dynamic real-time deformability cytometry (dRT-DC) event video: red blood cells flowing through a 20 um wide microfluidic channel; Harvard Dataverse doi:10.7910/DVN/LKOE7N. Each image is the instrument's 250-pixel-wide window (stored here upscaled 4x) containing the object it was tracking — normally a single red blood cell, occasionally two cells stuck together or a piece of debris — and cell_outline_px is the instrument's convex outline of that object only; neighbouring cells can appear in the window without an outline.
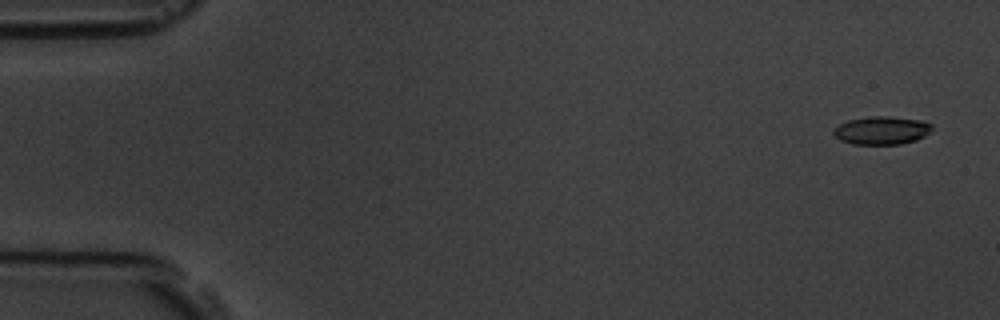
{"species": "common noctule bat (a hibernating species)", "species_latin": "Nyctalus noctula", "temperature_condition": "room temperature", "stored_images_in_passage": 5, "camera_frame_rate_fps": 3000, "um_per_image_px": 0.085, "animal": {"sex": "male", "body_mass_g": 19.5, "forearm_length_mm": 54.6}, "frame": {"image": 1, "passage_image": 1, "time_ms": 0.0, "image_size_px": [1000, 320], "cell_outline_px": [[932, 128], [924, 136], [916, 140], [900, 144], [852, 144], [840, 140], [832, 132], [832, 128], [848, 120], [872, 116], [888, 116], [920, 120], [932, 124]], "centroid_in_image_um": [74.91, 11.08], "position_along_channel_um": 10.1, "area_um2": 16.07}}
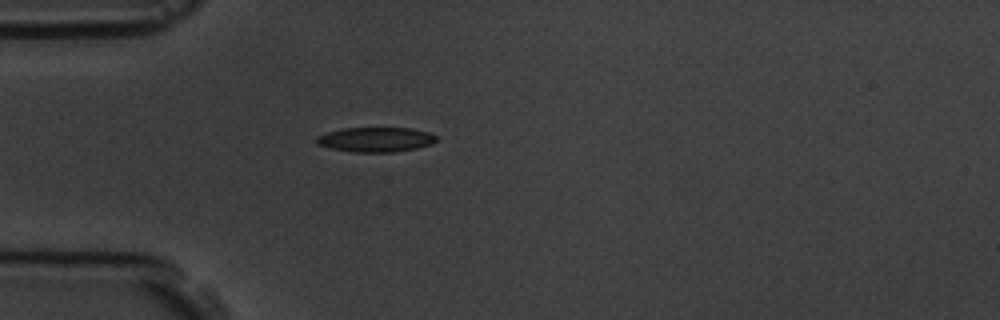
{"frame": {"image": 2, "passage_image": 5, "time_ms": 4.667, "image_size_px": [1000, 320], "cell_outline_px": [[436, 140], [432, 144], [416, 148], [392, 152], [352, 152], [332, 148], [316, 144], [316, 136], [328, 132], [344, 128], [412, 128], [428, 132], [436, 136]], "centroid_in_image_um": [31.93, 11.86], "position_along_channel_um": 53.1, "area_um2": 17.17}}